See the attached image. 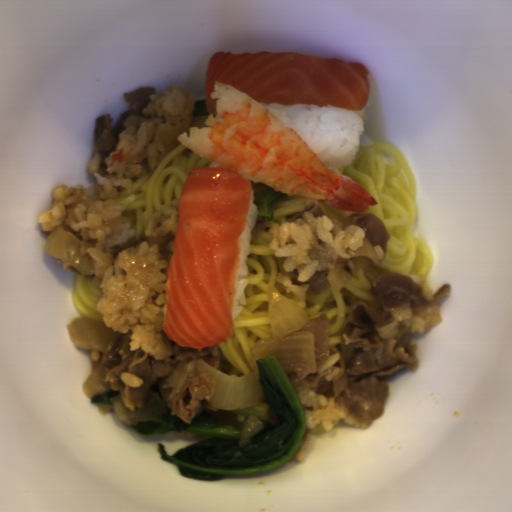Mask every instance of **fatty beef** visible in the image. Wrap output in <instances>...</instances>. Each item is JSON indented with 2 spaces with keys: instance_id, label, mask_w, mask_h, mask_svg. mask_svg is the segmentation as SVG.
Masks as SVG:
<instances>
[{
  "instance_id": "8fa450e3",
  "label": "fatty beef",
  "mask_w": 512,
  "mask_h": 512,
  "mask_svg": "<svg viewBox=\"0 0 512 512\" xmlns=\"http://www.w3.org/2000/svg\"><path fill=\"white\" fill-rule=\"evenodd\" d=\"M363 269L373 304L356 300L351 305L340 342L332 348L328 315L310 319L297 331L312 333L315 369L310 372L302 360L285 373L296 393L332 396L335 407L366 428L384 414L387 375L418 363L417 344L398 345L401 322L415 316L425 332L431 331L443 322L438 301L449 295L451 285L434 290L421 275H401L375 264Z\"/></svg>"
},
{
  "instance_id": "1bbc456c",
  "label": "fatty beef",
  "mask_w": 512,
  "mask_h": 512,
  "mask_svg": "<svg viewBox=\"0 0 512 512\" xmlns=\"http://www.w3.org/2000/svg\"><path fill=\"white\" fill-rule=\"evenodd\" d=\"M132 331L121 333L110 331L106 338L104 351L89 352L93 370L102 364L103 376L108 385L118 391L122 403L127 409L140 407L149 394L159 392L163 403L169 409V416H176L183 423H193L203 412L217 418L219 424L233 426L243 430L248 418L241 417L231 410L217 409L208 402L216 388L200 373L198 362L206 361L213 368L219 367L217 346L203 349L180 347L160 330L168 356L159 361L147 356L144 351H130ZM127 372L142 380L141 387L131 388L120 379Z\"/></svg>"
},
{
  "instance_id": "5ad873be",
  "label": "fatty beef",
  "mask_w": 512,
  "mask_h": 512,
  "mask_svg": "<svg viewBox=\"0 0 512 512\" xmlns=\"http://www.w3.org/2000/svg\"><path fill=\"white\" fill-rule=\"evenodd\" d=\"M151 94H156L153 85L139 86L134 91L124 92L127 107L124 113L113 124L110 114L98 116L95 126V142L100 157H106L112 152L121 135L130 127L143 121V111L150 102Z\"/></svg>"
},
{
  "instance_id": "51303b74",
  "label": "fatty beef",
  "mask_w": 512,
  "mask_h": 512,
  "mask_svg": "<svg viewBox=\"0 0 512 512\" xmlns=\"http://www.w3.org/2000/svg\"><path fill=\"white\" fill-rule=\"evenodd\" d=\"M333 233H338L344 227L356 225L364 232V240L373 247L381 248L382 252L388 249L387 242L391 240L385 224L368 209L364 212H354L350 217H341L330 220Z\"/></svg>"
},
{
  "instance_id": "2513f850",
  "label": "fatty beef",
  "mask_w": 512,
  "mask_h": 512,
  "mask_svg": "<svg viewBox=\"0 0 512 512\" xmlns=\"http://www.w3.org/2000/svg\"><path fill=\"white\" fill-rule=\"evenodd\" d=\"M176 235L169 233L165 235H143L132 236L108 248L107 252L113 258H117L123 250L135 249L141 243L147 242L149 247L158 245L159 257L163 260H169L173 254Z\"/></svg>"
},
{
  "instance_id": "7934fd38",
  "label": "fatty beef",
  "mask_w": 512,
  "mask_h": 512,
  "mask_svg": "<svg viewBox=\"0 0 512 512\" xmlns=\"http://www.w3.org/2000/svg\"><path fill=\"white\" fill-rule=\"evenodd\" d=\"M329 269H321L305 281L296 280V273H287V277L295 286L308 287L315 294H320L329 287L330 282L327 281Z\"/></svg>"
},
{
  "instance_id": "6575b59f",
  "label": "fatty beef",
  "mask_w": 512,
  "mask_h": 512,
  "mask_svg": "<svg viewBox=\"0 0 512 512\" xmlns=\"http://www.w3.org/2000/svg\"><path fill=\"white\" fill-rule=\"evenodd\" d=\"M304 212H311L314 216H325V212L322 210L320 203L317 199H308L303 207L293 216L289 217L288 222H294L301 220Z\"/></svg>"
},
{
  "instance_id": "f438e4f6",
  "label": "fatty beef",
  "mask_w": 512,
  "mask_h": 512,
  "mask_svg": "<svg viewBox=\"0 0 512 512\" xmlns=\"http://www.w3.org/2000/svg\"><path fill=\"white\" fill-rule=\"evenodd\" d=\"M209 111L206 108L205 98L197 101H193V118L194 117H205L209 115Z\"/></svg>"
},
{
  "instance_id": "90047fb2",
  "label": "fatty beef",
  "mask_w": 512,
  "mask_h": 512,
  "mask_svg": "<svg viewBox=\"0 0 512 512\" xmlns=\"http://www.w3.org/2000/svg\"><path fill=\"white\" fill-rule=\"evenodd\" d=\"M266 227V220L265 221H259L256 219V224L251 230V236L250 241H253L255 238H257L265 229Z\"/></svg>"
},
{
  "instance_id": "9584ab52",
  "label": "fatty beef",
  "mask_w": 512,
  "mask_h": 512,
  "mask_svg": "<svg viewBox=\"0 0 512 512\" xmlns=\"http://www.w3.org/2000/svg\"><path fill=\"white\" fill-rule=\"evenodd\" d=\"M251 188L253 189V196L258 194V193H261L265 190H268L272 187L270 186H267V185H264L262 183H259V182H252L251 181Z\"/></svg>"
}]
</instances>
